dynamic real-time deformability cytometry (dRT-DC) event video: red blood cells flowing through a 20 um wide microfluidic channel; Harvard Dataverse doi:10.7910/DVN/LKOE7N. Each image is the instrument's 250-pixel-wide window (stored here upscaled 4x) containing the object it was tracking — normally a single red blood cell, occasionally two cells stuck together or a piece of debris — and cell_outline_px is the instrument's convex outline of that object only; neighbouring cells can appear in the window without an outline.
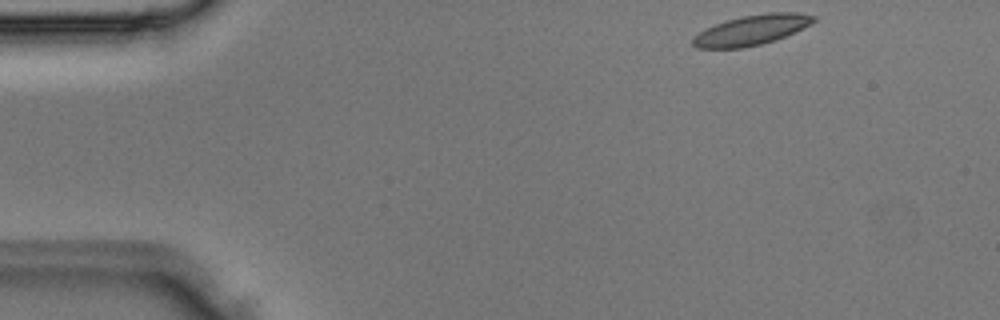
{"species": "Egyptian fruit bat (a non-hibernating species)", "species_latin": "Rousettus aegyptiacus", "temperature_condition": "room temperature", "stored_images_in_passage": 3, "camera_frame_rate_fps": 3000, "um_per_image_px": 0.085, "animal": {"sex": "male"}, "frame": {"image": 1, "passage_image": 1, "time_ms": 0.0, "image_size_px": [1000, 320], "cell_outline_px": [[816, 20], [812, 24], [776, 40], [760, 44], [740, 48], [696, 48], [692, 44], [692, 40], [700, 32], [724, 20], [740, 16], [768, 12], [796, 12], [816, 16]], "centroid_in_image_um": [63.92, 2.54], "position_along_channel_um": 21.1, "area_um2": 21.1}}
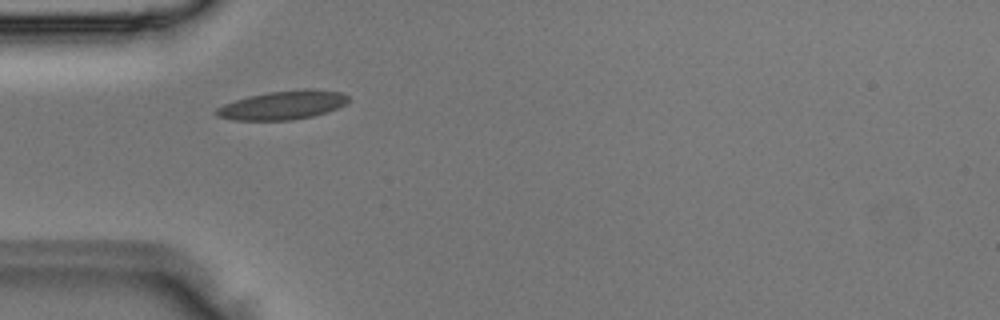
{"frame": {"image": 2, "passage_image": 3, "time_ms": 0.667, "image_size_px": [1000, 320], "cell_outline_px": [[348, 100], [344, 104], [328, 112], [312, 116], [292, 120], [232, 120], [216, 116], [212, 112], [216, 108], [224, 104], [248, 96], [268, 92], [304, 88], [344, 92], [348, 96]], "centroid_in_image_um": [24.01, 8.93], "position_along_channel_um": 61.0, "area_um2": 22.25}}